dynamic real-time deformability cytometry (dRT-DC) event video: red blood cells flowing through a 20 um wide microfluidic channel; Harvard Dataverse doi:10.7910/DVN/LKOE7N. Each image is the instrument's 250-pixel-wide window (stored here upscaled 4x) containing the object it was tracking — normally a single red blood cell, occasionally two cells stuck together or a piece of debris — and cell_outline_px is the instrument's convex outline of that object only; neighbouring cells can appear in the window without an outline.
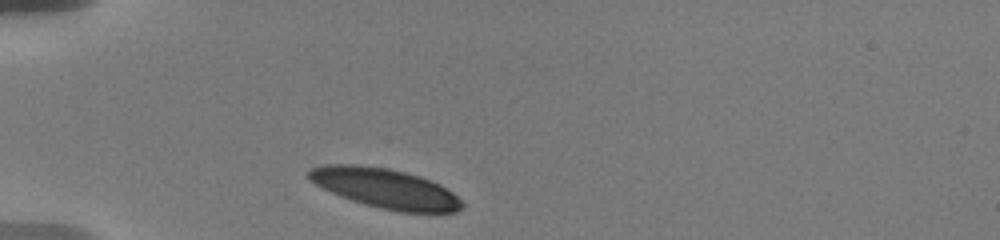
{"species": "human", "species_latin": "Homo sapiens", "temperature_condition": "warm", "stored_images_in_passage": 9, "camera_frame_rate_fps": 3000, "um_per_image_px": 0.085, "donor": {"sex": "male"}, "frame": {"image": 1, "passage_image": 1, "time_ms": 0.0, "image_size_px": [1000, 240], "cell_outline_px": [[464, 204], [456, 212], [400, 212], [380, 208], [364, 204], [340, 196], [308, 180], [308, 168], [324, 164], [360, 164], [388, 168], [420, 176], [440, 184], [452, 192]], "centroid_in_image_um": [32.71, 15.99], "position_along_channel_um": 52.3, "area_um2": 35.43}}
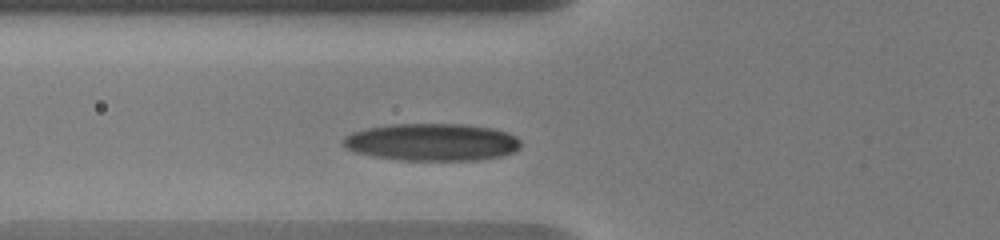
{"frame": {"image": 2, "passage_image": 6, "time_ms": 1.667, "image_size_px": [1000, 240], "cell_outline_px": [[520, 148], [516, 152], [504, 156], [476, 160], [400, 160], [372, 156], [356, 152], [340, 144], [340, 140], [344, 136], [352, 132], [364, 128], [388, 124], [464, 124], [492, 128], [508, 132], [516, 136], [520, 140]], "centroid_in_image_um": [36.71, 12.08], "position_along_channel_um": 89.1, "area_um2": 39.19}}